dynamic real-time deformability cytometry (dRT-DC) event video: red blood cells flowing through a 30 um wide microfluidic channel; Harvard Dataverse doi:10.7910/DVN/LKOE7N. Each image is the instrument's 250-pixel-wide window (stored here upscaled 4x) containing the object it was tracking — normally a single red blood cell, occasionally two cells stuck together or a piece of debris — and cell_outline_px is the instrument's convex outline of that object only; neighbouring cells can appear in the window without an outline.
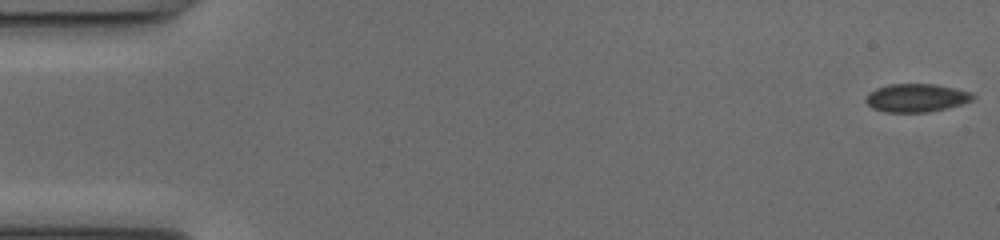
{"species": "common noctule bat (a hibernating species)", "species_latin": "Nyctalus noctula", "temperature_condition": "cold", "stored_images_in_passage": 51, "camera_frame_rate_fps": 3000, "um_per_image_px": 0.085, "animal": {"sex": "female", "body_mass_g": 17.0, "forearm_length_mm": 48.0}, "frame": {"image": 1, "passage_image": 1, "time_ms": 0.0, "image_size_px": [1000, 240], "cell_outline_px": [[976, 96], [972, 100], [948, 108], [928, 112], [884, 112], [872, 108], [864, 100], [864, 96], [868, 92], [876, 88], [888, 84], [936, 84], [956, 88], [972, 92]], "centroid_in_image_um": [77.87, 8.31], "position_along_channel_um": 7.1, "area_um2": 17.86}}
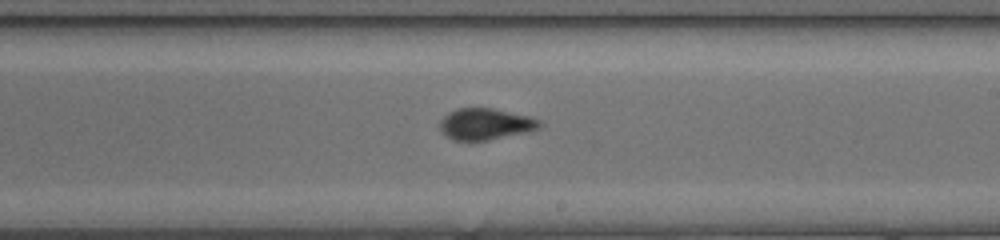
{"frame": {"image": 2, "passage_image": 30, "time_ms": 9.667, "image_size_px": [1000, 240], "cell_outline_px": [[544, 124], [540, 128], [528, 132], [488, 140], [452, 140], [444, 136], [440, 132], [440, 120], [448, 112], [460, 108], [492, 108], [528, 116], [540, 120]], "centroid_in_image_um": [41.26, 10.55], "position_along_channel_um": 247.7, "area_um2": 18.38}}
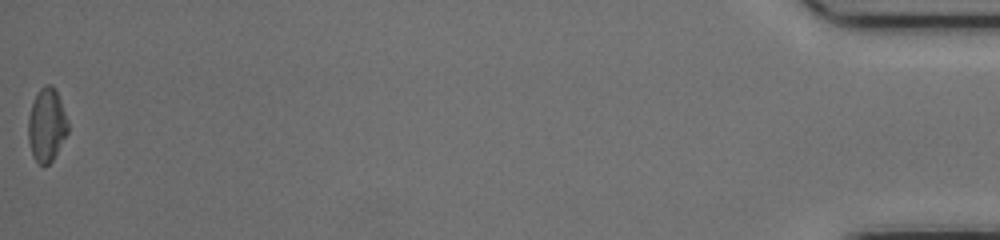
{"frame": {"image": 3, "passage_image": 51, "time_ms": 16.667, "image_size_px": [1000, 240], "cell_outline_px": [[68, 132], [52, 160], [44, 168], [32, 156], [28, 140], [28, 120], [32, 104], [40, 88], [44, 84], [52, 84], [56, 88], [68, 120]], "centroid_in_image_um": [3.97, 10.62], "position_along_channel_um": 431.2, "area_um2": 17.05}, "authors_computed_cell_mechanics": {"area_um2": 17.918, "velocity_mm_per_s": 4.0919, "shape_relaxation_time_tau1_ms": 7.7098, "shape_relaxation_time_tau2_ms": null, "deformation_change_tau1": 0.1493, "deformation_change_tau2": null}}